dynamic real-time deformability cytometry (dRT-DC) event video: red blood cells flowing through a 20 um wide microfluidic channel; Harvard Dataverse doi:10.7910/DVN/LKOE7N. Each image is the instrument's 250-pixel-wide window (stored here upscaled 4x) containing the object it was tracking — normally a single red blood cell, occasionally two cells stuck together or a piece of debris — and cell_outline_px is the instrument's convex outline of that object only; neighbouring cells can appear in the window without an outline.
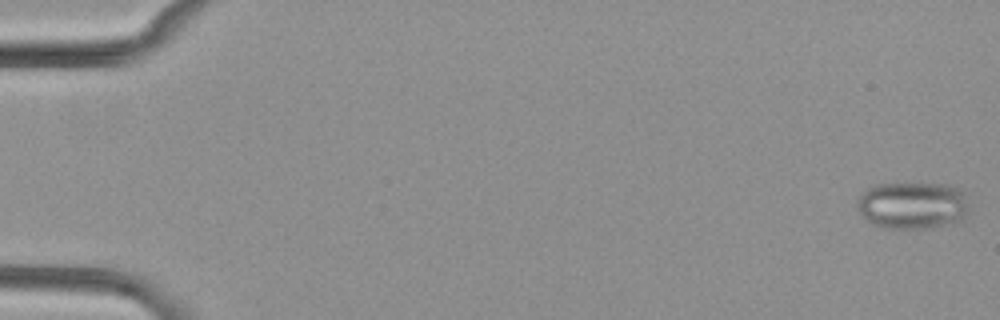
{"species": "common noctule bat (a hibernating species)", "species_latin": "Nyctalus noctula", "temperature_condition": "cold", "stored_images_in_passage": 54, "camera_frame_rate_fps": 3000, "um_per_image_px": 0.085, "animal": {"sex": "female", "body_mass_g": 29.2, "forearm_length_mm": 56.3}, "frame": {"image": 1, "passage_image": 1, "time_ms": 0.0, "image_size_px": [1000, 320], "cell_outline_px": [[968, 212], [960, 220], [924, 228], [880, 228], [872, 224], [860, 212], [856, 204], [860, 196], [868, 188], [876, 184], [948, 184], [960, 188], [964, 192], [968, 208]], "centroid_in_image_um": [77.56, 17.44], "position_along_channel_um": 7.4, "area_um2": 30.46}}
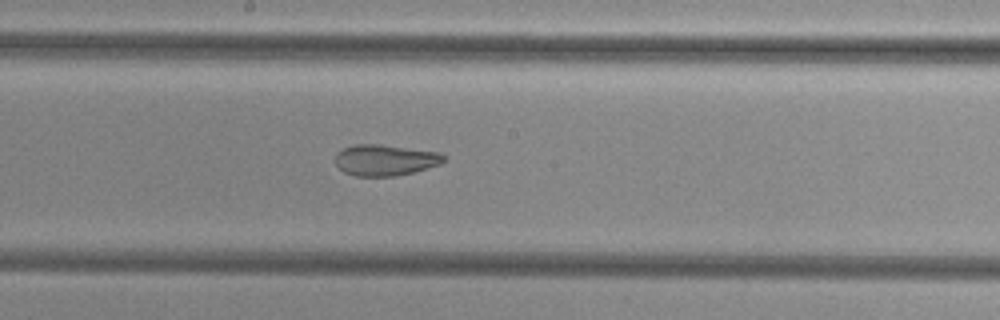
{"frame": {"image": 2, "passage_image": 30, "time_ms": 9.667, "image_size_px": [1000, 320], "cell_outline_px": [[448, 156], [440, 164], [412, 172], [396, 176], [356, 176], [344, 172], [336, 164], [336, 152], [352, 144], [380, 144], [440, 152]], "centroid_in_image_um": [32.74, 13.59], "position_along_channel_um": 215.5, "area_um2": 19.71}}
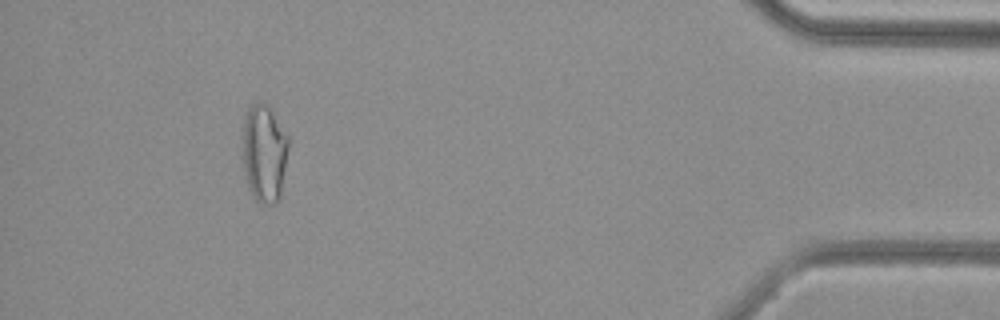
{"frame": {"image": 3, "passage_image": 50, "time_ms": 16.333, "image_size_px": [1000, 320], "cell_outline_px": [[288, 148], [280, 196], [276, 204], [260, 204], [252, 196], [248, 188], [244, 168], [244, 120], [248, 108], [252, 104], [260, 100], [268, 104], [272, 108], [288, 136]], "centroid_in_image_um": [22.48, 13.0], "position_along_channel_um": 412.7, "area_um2": 26.24}, "authors_computed_cell_mechanics": {"area_um2": 24.565, "velocity_mm_per_s": 3.8604, "shape_relaxation_time_tau1_ms": null, "shape_relaxation_time_tau2_ms": 2.7765, "deformation_change_tau1": null, "deformation_change_tau2": 0.0948}}